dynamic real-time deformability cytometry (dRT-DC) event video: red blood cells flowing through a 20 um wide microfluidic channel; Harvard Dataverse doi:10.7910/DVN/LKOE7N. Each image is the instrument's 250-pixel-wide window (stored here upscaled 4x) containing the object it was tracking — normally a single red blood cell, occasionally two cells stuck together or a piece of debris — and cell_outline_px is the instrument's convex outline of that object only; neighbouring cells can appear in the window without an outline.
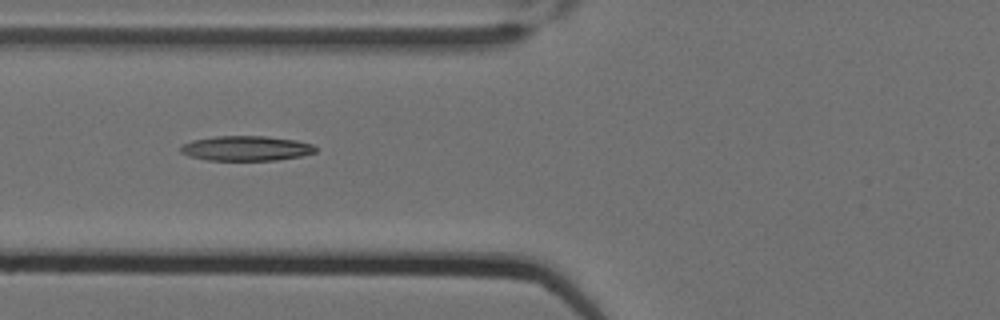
{"species": "Egyptian fruit bat (a non-hibernating species)", "species_latin": "Rousettus aegyptiacus", "temperature_condition": "cold", "stored_images_in_passage": 8, "camera_frame_rate_fps": 3000, "um_per_image_px": 0.085, "animal": {"sex": "female"}, "frame": {"image": 1, "passage_image": 7, "time_ms": 2.0, "image_size_px": [1000, 320], "cell_outline_px": [[316, 152], [300, 156], [276, 160], [208, 160], [188, 156], [180, 152], [180, 144], [192, 140], [216, 136], [264, 136], [296, 140], [312, 144], [316, 148]], "centroid_in_image_um": [20.88, 12.6], "position_along_channel_um": 104.9, "area_um2": 19.59}}
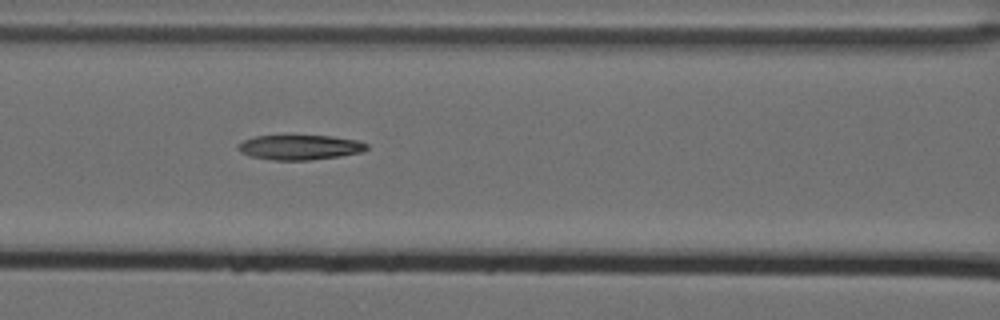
{"frame": {"image": 2, "passage_image": 8, "time_ms": 2.333, "image_size_px": [1000, 320], "cell_outline_px": [[368, 148], [364, 152], [340, 156], [312, 160], [272, 160], [252, 156], [240, 152], [236, 148], [236, 144], [244, 140], [256, 136], [332, 136], [360, 140], [368, 144]], "centroid_in_image_um": [25.52, 12.52], "position_along_channel_um": 141.1, "area_um2": 18.79}}